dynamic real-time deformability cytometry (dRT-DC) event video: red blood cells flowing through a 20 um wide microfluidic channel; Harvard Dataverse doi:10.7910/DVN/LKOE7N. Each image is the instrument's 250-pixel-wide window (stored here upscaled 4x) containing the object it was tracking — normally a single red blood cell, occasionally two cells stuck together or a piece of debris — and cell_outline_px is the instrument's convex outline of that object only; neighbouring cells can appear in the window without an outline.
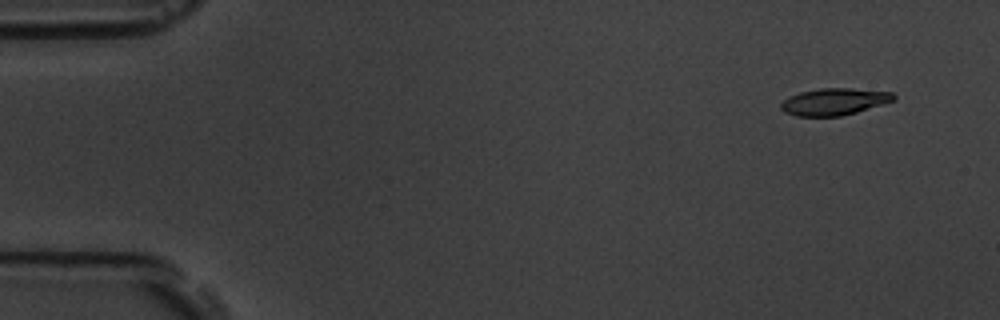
{"species": "common noctule bat (a hibernating species)", "species_latin": "Nyctalus noctula", "temperature_condition": "room temperature", "stored_images_in_passage": 4, "camera_frame_rate_fps": 3000, "um_per_image_px": 0.085, "animal": {"sex": "male", "body_mass_g": 19.5, "forearm_length_mm": 54.6}, "frame": {"image": 1, "passage_image": 1, "time_ms": 0.0, "image_size_px": [1000, 320], "cell_outline_px": [[896, 100], [856, 112], [840, 116], [796, 116], [784, 112], [780, 108], [780, 104], [788, 96], [800, 92], [820, 88], [852, 88], [892, 92], [896, 96]], "centroid_in_image_um": [70.9, 8.63], "position_along_channel_um": 14.1, "area_um2": 17.74}}
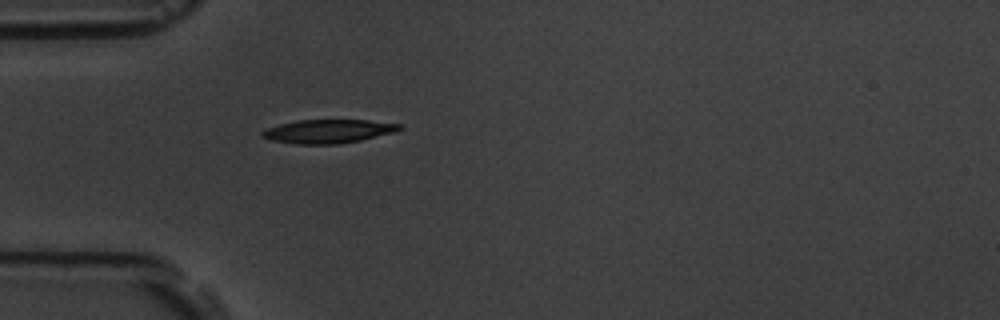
{"frame": {"image": 2, "passage_image": 4, "time_ms": 4.333, "image_size_px": [1000, 320], "cell_outline_px": [[404, 128], [396, 132], [360, 140], [340, 144], [292, 144], [272, 140], [260, 136], [260, 132], [268, 128], [280, 124], [300, 120], [368, 120], [400, 124]], "centroid_in_image_um": [27.91, 11.16], "position_along_channel_um": 57.1, "area_um2": 18.96}}